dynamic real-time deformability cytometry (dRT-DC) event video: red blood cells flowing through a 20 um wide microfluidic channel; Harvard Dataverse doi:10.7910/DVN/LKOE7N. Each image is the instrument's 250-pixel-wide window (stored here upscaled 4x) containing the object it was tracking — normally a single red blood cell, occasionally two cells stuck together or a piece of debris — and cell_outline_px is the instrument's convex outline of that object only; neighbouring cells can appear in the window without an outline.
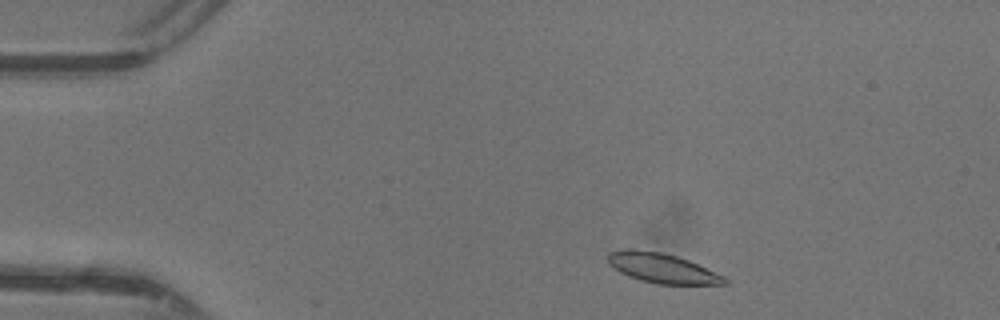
{"species": "common noctule bat (a hibernating species)", "species_latin": "Nyctalus noctula", "temperature_condition": "warm", "stored_images_in_passage": 42, "camera_frame_rate_fps": 3000, "um_per_image_px": 0.085, "animal": {"sex": "female"}, "frame": {"image": 1, "passage_image": 3, "time_ms": 0.667, "image_size_px": [1000, 320], "cell_outline_px": [[728, 284], [656, 284], [640, 280], [628, 276], [620, 272], [608, 264], [608, 252], [620, 248], [632, 248], [664, 252], [688, 260], [724, 276], [728, 280]], "centroid_in_image_um": [56.22, 22.77], "position_along_channel_um": 28.8, "area_um2": 20.4}}
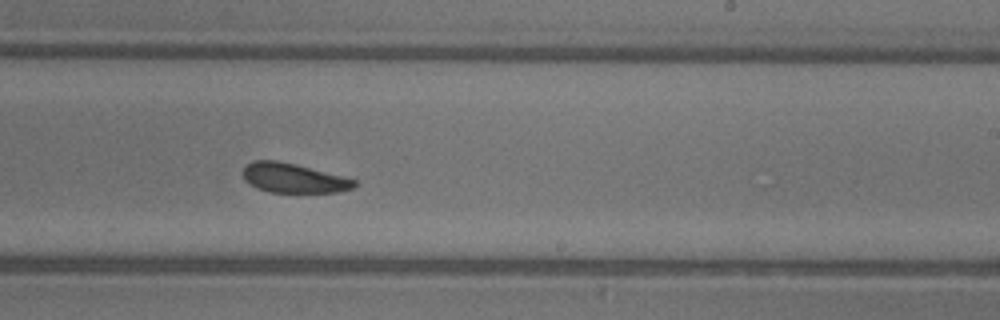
{"frame": {"image": 2, "passage_image": 24, "time_ms": 7.667, "image_size_px": [1000, 320], "cell_outline_px": [[356, 184], [352, 188], [336, 192], [272, 192], [256, 188], [244, 180], [244, 168], [252, 160], [276, 160], [296, 164], [356, 180]], "centroid_in_image_um": [24.91, 15.13], "position_along_channel_um": 264.1, "area_um2": 18.84}}
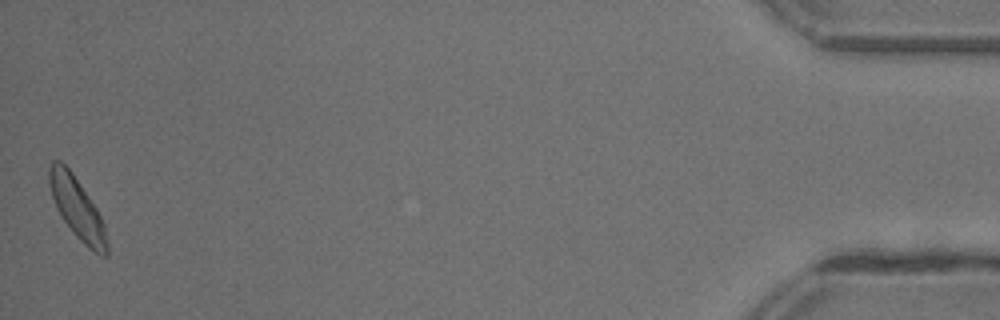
{"frame": {"image": 3, "passage_image": 42, "time_ms": 13.667, "image_size_px": [1000, 320], "cell_outline_px": [[108, 256], [100, 256], [88, 248], [72, 232], [56, 208], [52, 196], [48, 180], [48, 168], [52, 160], [60, 160], [72, 172], [96, 208], [104, 224], [108, 244]], "centroid_in_image_um": [6.55, 17.71], "position_along_channel_um": 428.6, "area_um2": 20.52}, "authors_computed_cell_mechanics": {"area_um2": 20.3456, "velocity_mm_per_s": 4.3407, "shape_relaxation_time_tau1_ms": 3.2078, "shape_relaxation_time_tau2_ms": 2.6652, "deformation_change_tau1": 0.0936, "deformation_change_tau2": 0.0841}}